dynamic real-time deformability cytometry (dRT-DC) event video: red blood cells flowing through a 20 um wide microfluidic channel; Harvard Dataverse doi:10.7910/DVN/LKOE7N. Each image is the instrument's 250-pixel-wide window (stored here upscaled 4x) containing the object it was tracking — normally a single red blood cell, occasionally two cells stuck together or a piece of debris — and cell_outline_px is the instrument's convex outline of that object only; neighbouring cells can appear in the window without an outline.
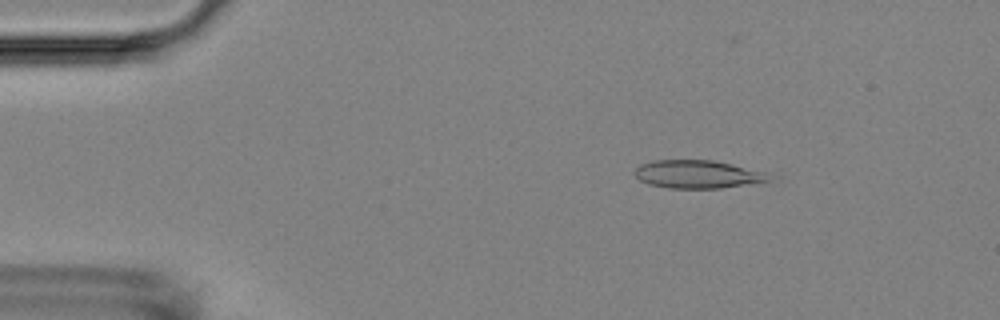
{"species": "Egyptian fruit bat (a non-hibernating species)", "species_latin": "Rousettus aegyptiacus", "temperature_condition": "room temperature", "stored_images_in_passage": 3, "camera_frame_rate_fps": 3000, "um_per_image_px": 0.085, "animal": {"sex": "female"}, "frame": {"image": 1, "passage_image": 1, "time_ms": 0.0, "image_size_px": [1000, 320], "cell_outline_px": [[772, 176], [768, 180], [720, 188], [668, 188], [652, 184], [640, 180], [632, 172], [640, 164], [652, 160], [712, 160], [732, 164], [764, 172]], "centroid_in_image_um": [59.23, 14.8], "position_along_channel_um": 25.8, "area_um2": 21.62}}